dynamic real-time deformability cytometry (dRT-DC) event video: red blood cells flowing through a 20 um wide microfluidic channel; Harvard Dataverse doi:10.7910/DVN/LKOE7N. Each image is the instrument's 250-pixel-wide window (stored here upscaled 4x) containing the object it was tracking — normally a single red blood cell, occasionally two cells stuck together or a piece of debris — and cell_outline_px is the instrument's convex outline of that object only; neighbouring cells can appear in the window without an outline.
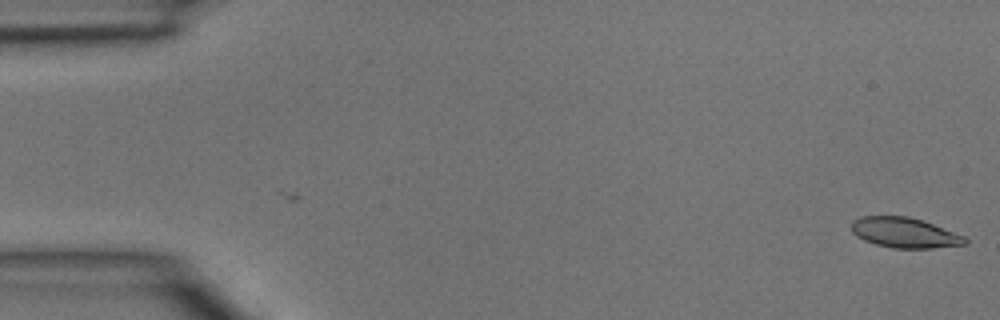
{"species": "common noctule bat (a hibernating species)", "species_latin": "Nyctalus noctula", "temperature_condition": "room temperature", "stored_images_in_passage": 2, "camera_frame_rate_fps": 3000, "um_per_image_px": 0.085, "animal": {"sex": "male", "body_mass_g": 15.6}, "frame": {"image": 1, "passage_image": 2, "time_ms": 0.333, "image_size_px": [1000, 320], "cell_outline_px": [[968, 244], [932, 248], [892, 248], [876, 244], [864, 240], [856, 236], [852, 232], [852, 220], [860, 216], [908, 216], [932, 224], [964, 236], [968, 240]], "centroid_in_image_um": [76.86, 19.78], "position_along_channel_um": 8.1, "area_um2": 19.88}}